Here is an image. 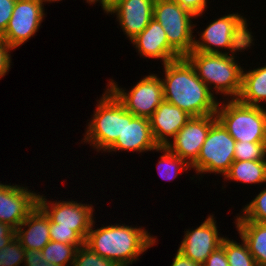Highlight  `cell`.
Segmentation results:
<instances>
[{
  "mask_svg": "<svg viewBox=\"0 0 266 266\" xmlns=\"http://www.w3.org/2000/svg\"><path fill=\"white\" fill-rule=\"evenodd\" d=\"M163 66L165 77L161 80L164 100L192 117L216 114L219 102L214 92L197 76L194 67L185 57Z\"/></svg>",
  "mask_w": 266,
  "mask_h": 266,
  "instance_id": "1",
  "label": "cell"
},
{
  "mask_svg": "<svg viewBox=\"0 0 266 266\" xmlns=\"http://www.w3.org/2000/svg\"><path fill=\"white\" fill-rule=\"evenodd\" d=\"M94 223L88 232L85 245L119 266H129L136 262L142 253L157 242L143 227L111 224L94 229Z\"/></svg>",
  "mask_w": 266,
  "mask_h": 266,
  "instance_id": "2",
  "label": "cell"
},
{
  "mask_svg": "<svg viewBox=\"0 0 266 266\" xmlns=\"http://www.w3.org/2000/svg\"><path fill=\"white\" fill-rule=\"evenodd\" d=\"M185 58L209 90L215 88L211 92L238 99L242 89L243 68L237 64L235 54H209L192 50Z\"/></svg>",
  "mask_w": 266,
  "mask_h": 266,
  "instance_id": "3",
  "label": "cell"
},
{
  "mask_svg": "<svg viewBox=\"0 0 266 266\" xmlns=\"http://www.w3.org/2000/svg\"><path fill=\"white\" fill-rule=\"evenodd\" d=\"M246 19L238 13L227 14L212 22L194 39L193 51L209 54H236L251 47L252 32L248 30ZM219 48L229 52L219 51ZM231 51V53H230Z\"/></svg>",
  "mask_w": 266,
  "mask_h": 266,
  "instance_id": "4",
  "label": "cell"
},
{
  "mask_svg": "<svg viewBox=\"0 0 266 266\" xmlns=\"http://www.w3.org/2000/svg\"><path fill=\"white\" fill-rule=\"evenodd\" d=\"M229 100L225 104L218 103L216 116L235 141L266 142L264 106L246 105L238 99Z\"/></svg>",
  "mask_w": 266,
  "mask_h": 266,
  "instance_id": "5",
  "label": "cell"
},
{
  "mask_svg": "<svg viewBox=\"0 0 266 266\" xmlns=\"http://www.w3.org/2000/svg\"><path fill=\"white\" fill-rule=\"evenodd\" d=\"M98 101L83 142L106 152L123 133L126 107L109 88Z\"/></svg>",
  "mask_w": 266,
  "mask_h": 266,
  "instance_id": "6",
  "label": "cell"
},
{
  "mask_svg": "<svg viewBox=\"0 0 266 266\" xmlns=\"http://www.w3.org/2000/svg\"><path fill=\"white\" fill-rule=\"evenodd\" d=\"M153 18L163 27L169 46L180 56L186 57L194 44L191 19L196 17L171 0H160L154 3Z\"/></svg>",
  "mask_w": 266,
  "mask_h": 266,
  "instance_id": "7",
  "label": "cell"
},
{
  "mask_svg": "<svg viewBox=\"0 0 266 266\" xmlns=\"http://www.w3.org/2000/svg\"><path fill=\"white\" fill-rule=\"evenodd\" d=\"M235 139L217 119L210 127L197 160L191 165L197 175L217 173L223 176L234 162Z\"/></svg>",
  "mask_w": 266,
  "mask_h": 266,
  "instance_id": "8",
  "label": "cell"
},
{
  "mask_svg": "<svg viewBox=\"0 0 266 266\" xmlns=\"http://www.w3.org/2000/svg\"><path fill=\"white\" fill-rule=\"evenodd\" d=\"M108 88L134 116L150 118L164 100L162 80L156 74L145 76L130 91L111 80Z\"/></svg>",
  "mask_w": 266,
  "mask_h": 266,
  "instance_id": "9",
  "label": "cell"
},
{
  "mask_svg": "<svg viewBox=\"0 0 266 266\" xmlns=\"http://www.w3.org/2000/svg\"><path fill=\"white\" fill-rule=\"evenodd\" d=\"M43 0H16L11 19L0 38L12 49L20 47L38 31L44 19Z\"/></svg>",
  "mask_w": 266,
  "mask_h": 266,
  "instance_id": "10",
  "label": "cell"
},
{
  "mask_svg": "<svg viewBox=\"0 0 266 266\" xmlns=\"http://www.w3.org/2000/svg\"><path fill=\"white\" fill-rule=\"evenodd\" d=\"M47 201V199L38 194V205L49 216V219L55 223V228L73 229L84 240L93 224L95 210L93 205L77 203L76 201ZM51 202V203H50Z\"/></svg>",
  "mask_w": 266,
  "mask_h": 266,
  "instance_id": "11",
  "label": "cell"
},
{
  "mask_svg": "<svg viewBox=\"0 0 266 266\" xmlns=\"http://www.w3.org/2000/svg\"><path fill=\"white\" fill-rule=\"evenodd\" d=\"M216 120V114L191 117L166 147L191 166L197 160L210 127Z\"/></svg>",
  "mask_w": 266,
  "mask_h": 266,
  "instance_id": "12",
  "label": "cell"
},
{
  "mask_svg": "<svg viewBox=\"0 0 266 266\" xmlns=\"http://www.w3.org/2000/svg\"><path fill=\"white\" fill-rule=\"evenodd\" d=\"M214 215L207 216L206 220L196 229L185 231V235L179 246L183 256L203 265L207 257L219 248L224 237L218 233Z\"/></svg>",
  "mask_w": 266,
  "mask_h": 266,
  "instance_id": "13",
  "label": "cell"
},
{
  "mask_svg": "<svg viewBox=\"0 0 266 266\" xmlns=\"http://www.w3.org/2000/svg\"><path fill=\"white\" fill-rule=\"evenodd\" d=\"M38 204V194L19 185L0 190V221L16 229Z\"/></svg>",
  "mask_w": 266,
  "mask_h": 266,
  "instance_id": "14",
  "label": "cell"
},
{
  "mask_svg": "<svg viewBox=\"0 0 266 266\" xmlns=\"http://www.w3.org/2000/svg\"><path fill=\"white\" fill-rule=\"evenodd\" d=\"M159 146L155 142L150 119L146 117L134 116L129 111L124 112V130L117 141L106 151L116 152L123 151H137L147 152L155 151Z\"/></svg>",
  "mask_w": 266,
  "mask_h": 266,
  "instance_id": "15",
  "label": "cell"
},
{
  "mask_svg": "<svg viewBox=\"0 0 266 266\" xmlns=\"http://www.w3.org/2000/svg\"><path fill=\"white\" fill-rule=\"evenodd\" d=\"M178 106L163 100L149 118L152 134L159 147L167 146L176 133L191 119ZM170 137V138H169Z\"/></svg>",
  "mask_w": 266,
  "mask_h": 266,
  "instance_id": "16",
  "label": "cell"
},
{
  "mask_svg": "<svg viewBox=\"0 0 266 266\" xmlns=\"http://www.w3.org/2000/svg\"><path fill=\"white\" fill-rule=\"evenodd\" d=\"M131 43L143 58L160 59L163 65L181 58L170 46L160 23L152 18L148 26Z\"/></svg>",
  "mask_w": 266,
  "mask_h": 266,
  "instance_id": "17",
  "label": "cell"
},
{
  "mask_svg": "<svg viewBox=\"0 0 266 266\" xmlns=\"http://www.w3.org/2000/svg\"><path fill=\"white\" fill-rule=\"evenodd\" d=\"M154 3L153 0H122L110 14L117 15L116 19L122 31L131 41L153 18Z\"/></svg>",
  "mask_w": 266,
  "mask_h": 266,
  "instance_id": "18",
  "label": "cell"
},
{
  "mask_svg": "<svg viewBox=\"0 0 266 266\" xmlns=\"http://www.w3.org/2000/svg\"><path fill=\"white\" fill-rule=\"evenodd\" d=\"M26 226L28 228L27 230H24L23 228H26ZM15 237L25 250L41 251L51 240L49 232V216L38 204L29 213L26 219L15 229Z\"/></svg>",
  "mask_w": 266,
  "mask_h": 266,
  "instance_id": "19",
  "label": "cell"
},
{
  "mask_svg": "<svg viewBox=\"0 0 266 266\" xmlns=\"http://www.w3.org/2000/svg\"><path fill=\"white\" fill-rule=\"evenodd\" d=\"M236 230L248 245L258 266H266V223L236 221Z\"/></svg>",
  "mask_w": 266,
  "mask_h": 266,
  "instance_id": "20",
  "label": "cell"
},
{
  "mask_svg": "<svg viewBox=\"0 0 266 266\" xmlns=\"http://www.w3.org/2000/svg\"><path fill=\"white\" fill-rule=\"evenodd\" d=\"M238 100L246 105L260 107L266 102V64L253 70L244 71L242 89Z\"/></svg>",
  "mask_w": 266,
  "mask_h": 266,
  "instance_id": "21",
  "label": "cell"
},
{
  "mask_svg": "<svg viewBox=\"0 0 266 266\" xmlns=\"http://www.w3.org/2000/svg\"><path fill=\"white\" fill-rule=\"evenodd\" d=\"M224 179L254 185L266 183V160H234L229 171L224 175Z\"/></svg>",
  "mask_w": 266,
  "mask_h": 266,
  "instance_id": "22",
  "label": "cell"
},
{
  "mask_svg": "<svg viewBox=\"0 0 266 266\" xmlns=\"http://www.w3.org/2000/svg\"><path fill=\"white\" fill-rule=\"evenodd\" d=\"M156 151L164 152V154L160 156L157 169L159 175L165 180H174L178 177L180 172L183 170L187 171L191 168L185 160L172 153L166 146L159 147Z\"/></svg>",
  "mask_w": 266,
  "mask_h": 266,
  "instance_id": "23",
  "label": "cell"
},
{
  "mask_svg": "<svg viewBox=\"0 0 266 266\" xmlns=\"http://www.w3.org/2000/svg\"><path fill=\"white\" fill-rule=\"evenodd\" d=\"M76 247L50 240L41 250L43 258L56 266H73Z\"/></svg>",
  "mask_w": 266,
  "mask_h": 266,
  "instance_id": "24",
  "label": "cell"
},
{
  "mask_svg": "<svg viewBox=\"0 0 266 266\" xmlns=\"http://www.w3.org/2000/svg\"><path fill=\"white\" fill-rule=\"evenodd\" d=\"M241 241L240 244L226 236L222 241L229 266H258L246 242L242 238Z\"/></svg>",
  "mask_w": 266,
  "mask_h": 266,
  "instance_id": "25",
  "label": "cell"
},
{
  "mask_svg": "<svg viewBox=\"0 0 266 266\" xmlns=\"http://www.w3.org/2000/svg\"><path fill=\"white\" fill-rule=\"evenodd\" d=\"M243 214L236 216V221H254L266 223V189L262 190L242 210Z\"/></svg>",
  "mask_w": 266,
  "mask_h": 266,
  "instance_id": "26",
  "label": "cell"
},
{
  "mask_svg": "<svg viewBox=\"0 0 266 266\" xmlns=\"http://www.w3.org/2000/svg\"><path fill=\"white\" fill-rule=\"evenodd\" d=\"M234 160L238 161L266 160V142L236 141Z\"/></svg>",
  "mask_w": 266,
  "mask_h": 266,
  "instance_id": "27",
  "label": "cell"
},
{
  "mask_svg": "<svg viewBox=\"0 0 266 266\" xmlns=\"http://www.w3.org/2000/svg\"><path fill=\"white\" fill-rule=\"evenodd\" d=\"M73 266H119L110 259L101 257L85 244L78 247L74 256Z\"/></svg>",
  "mask_w": 266,
  "mask_h": 266,
  "instance_id": "28",
  "label": "cell"
},
{
  "mask_svg": "<svg viewBox=\"0 0 266 266\" xmlns=\"http://www.w3.org/2000/svg\"><path fill=\"white\" fill-rule=\"evenodd\" d=\"M25 249L15 237L0 249V266H19L24 261Z\"/></svg>",
  "mask_w": 266,
  "mask_h": 266,
  "instance_id": "29",
  "label": "cell"
},
{
  "mask_svg": "<svg viewBox=\"0 0 266 266\" xmlns=\"http://www.w3.org/2000/svg\"><path fill=\"white\" fill-rule=\"evenodd\" d=\"M50 239L55 242L74 245L76 248L85 244V240L73 229L55 228L49 219Z\"/></svg>",
  "mask_w": 266,
  "mask_h": 266,
  "instance_id": "30",
  "label": "cell"
},
{
  "mask_svg": "<svg viewBox=\"0 0 266 266\" xmlns=\"http://www.w3.org/2000/svg\"><path fill=\"white\" fill-rule=\"evenodd\" d=\"M16 0H0V36L5 32L11 19Z\"/></svg>",
  "mask_w": 266,
  "mask_h": 266,
  "instance_id": "31",
  "label": "cell"
},
{
  "mask_svg": "<svg viewBox=\"0 0 266 266\" xmlns=\"http://www.w3.org/2000/svg\"><path fill=\"white\" fill-rule=\"evenodd\" d=\"M182 8L188 10L195 17L202 16L204 10L207 8L208 0H171Z\"/></svg>",
  "mask_w": 266,
  "mask_h": 266,
  "instance_id": "32",
  "label": "cell"
},
{
  "mask_svg": "<svg viewBox=\"0 0 266 266\" xmlns=\"http://www.w3.org/2000/svg\"><path fill=\"white\" fill-rule=\"evenodd\" d=\"M13 50L0 38V78L4 77L11 67L10 51Z\"/></svg>",
  "mask_w": 266,
  "mask_h": 266,
  "instance_id": "33",
  "label": "cell"
},
{
  "mask_svg": "<svg viewBox=\"0 0 266 266\" xmlns=\"http://www.w3.org/2000/svg\"><path fill=\"white\" fill-rule=\"evenodd\" d=\"M24 266H56L43 258L40 250H26L24 256Z\"/></svg>",
  "mask_w": 266,
  "mask_h": 266,
  "instance_id": "34",
  "label": "cell"
},
{
  "mask_svg": "<svg viewBox=\"0 0 266 266\" xmlns=\"http://www.w3.org/2000/svg\"><path fill=\"white\" fill-rule=\"evenodd\" d=\"M202 266H229L224 248L220 246L213 251Z\"/></svg>",
  "mask_w": 266,
  "mask_h": 266,
  "instance_id": "35",
  "label": "cell"
},
{
  "mask_svg": "<svg viewBox=\"0 0 266 266\" xmlns=\"http://www.w3.org/2000/svg\"><path fill=\"white\" fill-rule=\"evenodd\" d=\"M15 238V229L0 221V249Z\"/></svg>",
  "mask_w": 266,
  "mask_h": 266,
  "instance_id": "36",
  "label": "cell"
},
{
  "mask_svg": "<svg viewBox=\"0 0 266 266\" xmlns=\"http://www.w3.org/2000/svg\"><path fill=\"white\" fill-rule=\"evenodd\" d=\"M171 266H202L200 263L194 262L190 258L183 256L177 251Z\"/></svg>",
  "mask_w": 266,
  "mask_h": 266,
  "instance_id": "37",
  "label": "cell"
},
{
  "mask_svg": "<svg viewBox=\"0 0 266 266\" xmlns=\"http://www.w3.org/2000/svg\"><path fill=\"white\" fill-rule=\"evenodd\" d=\"M97 1L102 4L104 13L109 14L122 0H96L94 3Z\"/></svg>",
  "mask_w": 266,
  "mask_h": 266,
  "instance_id": "38",
  "label": "cell"
},
{
  "mask_svg": "<svg viewBox=\"0 0 266 266\" xmlns=\"http://www.w3.org/2000/svg\"><path fill=\"white\" fill-rule=\"evenodd\" d=\"M43 1H44V3H46V2H50L51 3V2H56V1L58 2V1H61V0H43Z\"/></svg>",
  "mask_w": 266,
  "mask_h": 266,
  "instance_id": "39",
  "label": "cell"
},
{
  "mask_svg": "<svg viewBox=\"0 0 266 266\" xmlns=\"http://www.w3.org/2000/svg\"><path fill=\"white\" fill-rule=\"evenodd\" d=\"M87 1V3H89V4H94V2L96 1V0H86Z\"/></svg>",
  "mask_w": 266,
  "mask_h": 266,
  "instance_id": "40",
  "label": "cell"
}]
</instances>
